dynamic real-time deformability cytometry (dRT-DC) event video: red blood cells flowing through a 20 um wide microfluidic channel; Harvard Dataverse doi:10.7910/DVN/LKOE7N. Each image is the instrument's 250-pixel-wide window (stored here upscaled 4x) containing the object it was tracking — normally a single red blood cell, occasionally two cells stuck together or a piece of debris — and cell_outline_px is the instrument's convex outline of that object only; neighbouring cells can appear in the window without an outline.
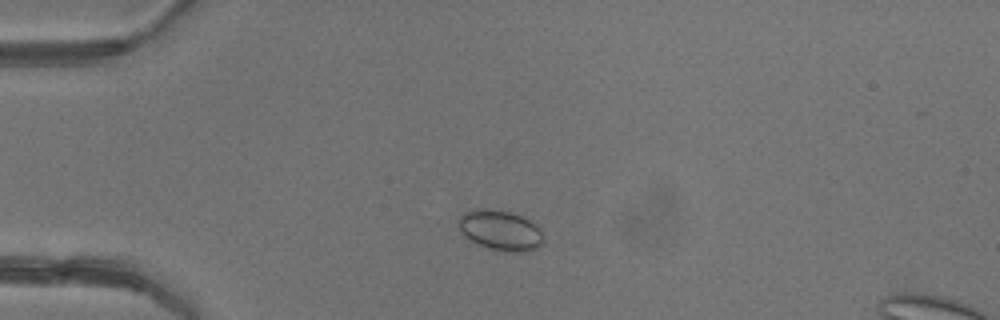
{"species": "common noctule bat (a hibernating species)", "species_latin": "Nyctalus noctula", "temperature_condition": "warm", "stored_images_in_passage": 4, "camera_frame_rate_fps": 3000, "um_per_image_px": 0.085, "animal": {"sex": "female"}, "frame": {"image": 1, "passage_image": 2, "time_ms": 2.333, "image_size_px": [1000, 320], "cell_outline_px": [[544, 244], [528, 252], [508, 252], [492, 248], [480, 244], [464, 236], [460, 228], [460, 216], [464, 212], [472, 208], [492, 208], [508, 212], [520, 216], [536, 224], [544, 240]], "centroid_in_image_um": [42.55, 19.56], "position_along_channel_um": 42.4, "area_um2": 19.71}}